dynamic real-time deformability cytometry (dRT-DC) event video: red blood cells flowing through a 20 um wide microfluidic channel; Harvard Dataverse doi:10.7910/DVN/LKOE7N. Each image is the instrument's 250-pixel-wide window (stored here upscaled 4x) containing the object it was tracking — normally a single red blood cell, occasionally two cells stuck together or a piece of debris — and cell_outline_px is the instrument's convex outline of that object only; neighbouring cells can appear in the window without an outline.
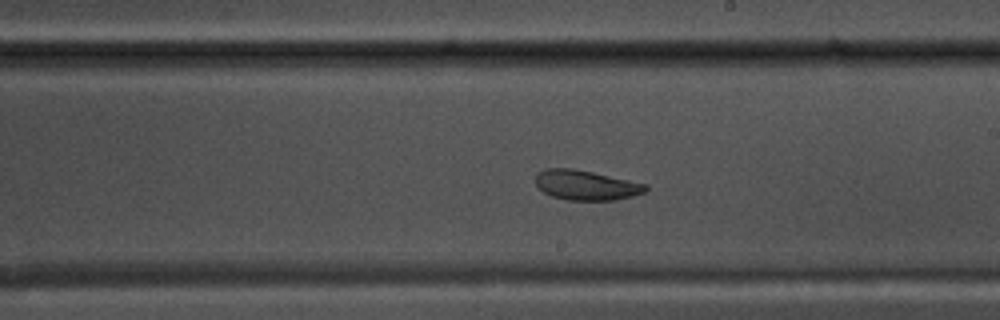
{"species": "common noctule bat (a hibernating species)", "species_latin": "Nyctalus noctula", "temperature_condition": "warm", "stored_images_in_passage": 52, "camera_frame_rate_fps": 3000, "um_per_image_px": 0.085, "animal": {"sex": "male", "body_mass_g": 17.5, "forearm_length_mm": 52.3}, "frame": {"image": 1, "passage_image": 29, "time_ms": 9.333, "image_size_px": [1000, 320], "cell_outline_px": [[648, 188], [644, 192], [632, 196], [616, 200], [568, 200], [552, 196], [536, 188], [536, 172], [544, 168], [572, 168], [592, 172], [648, 184]], "centroid_in_image_um": [49.78, 15.73], "position_along_channel_um": 239.2, "area_um2": 19.25}}
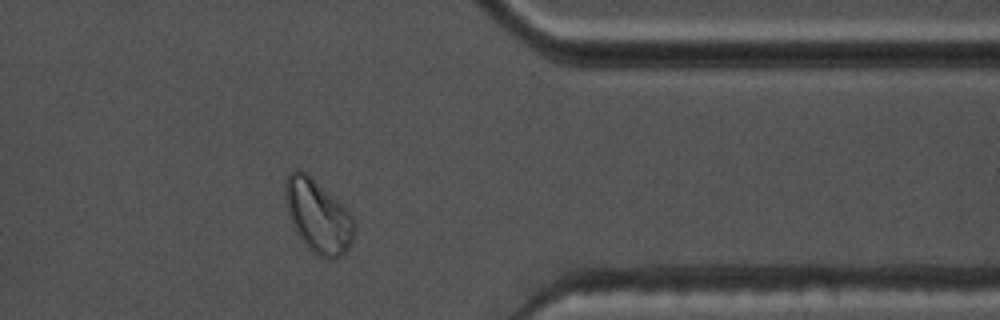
{"frame": {"image": 2, "passage_image": 42, "time_ms": 13.667, "image_size_px": [1000, 320], "cell_outline_px": [[356, 232], [348, 248], [336, 260], [324, 260], [316, 256], [308, 248], [296, 232], [292, 224], [284, 200], [284, 184], [288, 172], [296, 168], [300, 168], [312, 176], [352, 216], [356, 224]], "centroid_in_image_um": [27.0, 18.38], "position_along_channel_um": 384.4, "area_um2": 29.82}}
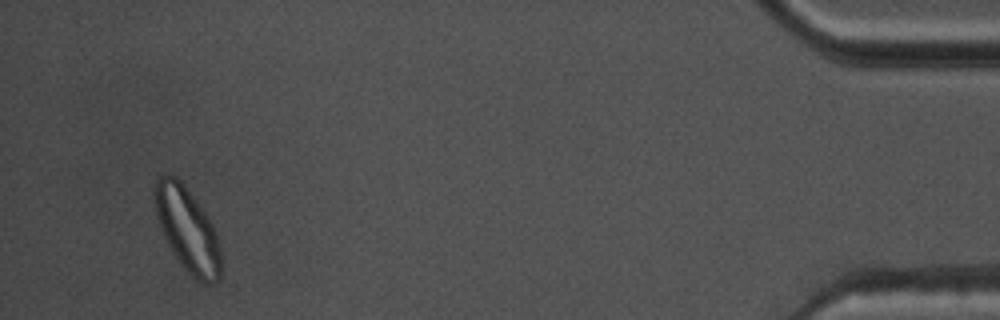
{"frame": {"image": 3, "passage_image": 50, "time_ms": 16.333, "image_size_px": [1000, 320], "cell_outline_px": [[220, 276], [212, 284], [208, 284], [196, 280], [180, 264], [172, 252], [164, 236], [156, 212], [152, 192], [152, 188], [156, 176], [164, 172], [172, 172], [180, 180], [208, 216], [216, 232], [220, 248]], "centroid_in_image_um": [15.88, 19.43], "position_along_channel_um": 419.3, "area_um2": 32.71}, "authors_computed_cell_mechanics": {"area_um2": 23.5246, "velocity_mm_per_s": 3.6406, "shape_relaxation_time_tau1_ms": 4.1129, "shape_relaxation_time_tau2_ms": 2.2444, "deformation_change_tau1": 0.1329, "deformation_change_tau2": 0.0759}}